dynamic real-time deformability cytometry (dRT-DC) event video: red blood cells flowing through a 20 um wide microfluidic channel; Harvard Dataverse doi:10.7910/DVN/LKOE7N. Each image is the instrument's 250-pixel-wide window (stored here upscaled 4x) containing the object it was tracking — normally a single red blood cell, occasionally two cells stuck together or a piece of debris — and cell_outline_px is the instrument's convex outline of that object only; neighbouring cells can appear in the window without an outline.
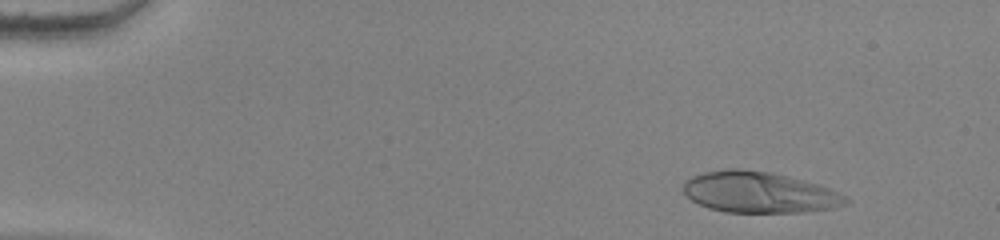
{"species": "human", "species_latin": "Homo sapiens", "temperature_condition": "warm", "stored_images_in_passage": 53, "camera_frame_rate_fps": 3000, "um_per_image_px": 0.085, "donor": {"sex": "female"}, "frame": {"image": 1, "passage_image": 6, "time_ms": 1.667, "image_size_px": [1000, 240], "cell_outline_px": [[852, 200], [848, 204], [832, 208], [800, 212], [724, 212], [708, 208], [692, 200], [684, 192], [684, 180], [692, 176], [704, 172], [728, 168], [736, 168], [772, 172], [820, 184], [840, 192]], "centroid_in_image_um": [64.57, 16.34], "position_along_channel_um": 20.4, "area_um2": 39.13}}
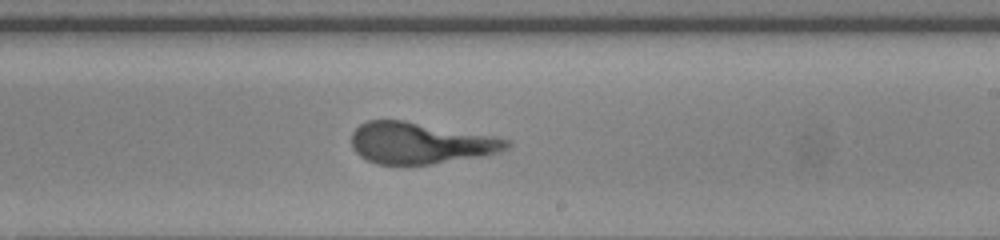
{"frame": {"image": 2, "passage_image": 33, "time_ms": 10.667, "image_size_px": [1000, 240], "cell_outline_px": [[512, 144], [508, 148], [500, 152], [484, 156], [408, 168], [376, 164], [360, 156], [352, 148], [352, 132], [360, 124], [368, 120], [404, 120], [492, 136], [512, 140]], "centroid_in_image_um": [35.71, 12.21], "position_along_channel_um": 253.3, "area_um2": 38.32}}
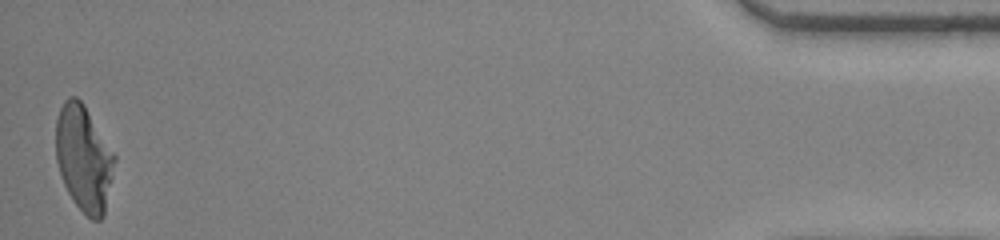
{"frame": {"image": 3, "passage_image": 53, "time_ms": 17.333, "image_size_px": [1000, 240], "cell_outline_px": [[116, 160], [104, 216], [100, 220], [92, 220], [72, 200], [64, 184], [56, 160], [56, 120], [60, 108], [64, 100], [68, 96], [76, 96], [84, 104], [116, 156]], "centroid_in_image_um": [7.13, 13.44], "position_along_channel_um": 428.1, "area_um2": 36.18}}